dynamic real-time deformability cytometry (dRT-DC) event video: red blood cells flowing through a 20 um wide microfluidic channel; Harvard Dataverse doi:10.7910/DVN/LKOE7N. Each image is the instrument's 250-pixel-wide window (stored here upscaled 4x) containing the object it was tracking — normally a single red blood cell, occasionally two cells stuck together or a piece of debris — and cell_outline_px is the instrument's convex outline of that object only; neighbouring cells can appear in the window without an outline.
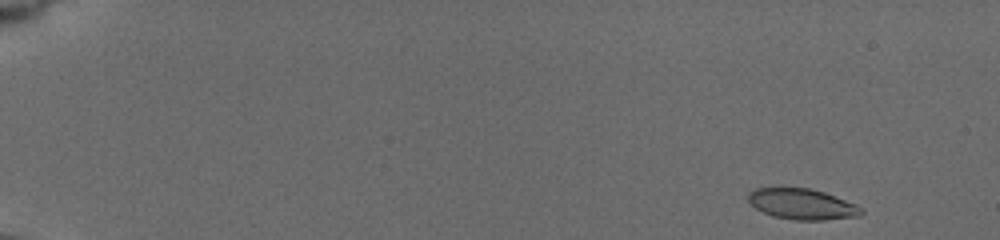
{"species": "common noctule bat (a hibernating species)", "species_latin": "Nyctalus noctula", "temperature_condition": "cold", "stored_images_in_passage": 52, "camera_frame_rate_fps": 3000, "um_per_image_px": 0.085, "animal": {"sex": "female", "body_mass_g": 19.5, "forearm_length_mm": 54.1}, "frame": {"image": 1, "passage_image": 1, "time_ms": 0.0, "image_size_px": [1000, 240], "cell_outline_px": [[864, 212], [860, 216], [824, 220], [796, 220], [772, 216], [756, 208], [748, 200], [748, 192], [756, 188], [780, 184], [808, 188], [824, 192], [856, 204], [864, 208]], "centroid_in_image_um": [68.15, 17.3], "position_along_channel_um": 16.9, "area_um2": 20.98}}
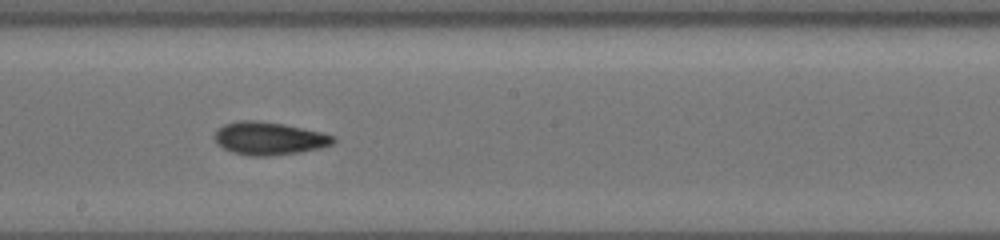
{"frame": {"image": 2, "passage_image": 30, "time_ms": 9.667, "image_size_px": [1000, 240], "cell_outline_px": [[336, 140], [332, 144], [320, 148], [300, 152], [272, 156], [248, 156], [232, 152], [216, 144], [212, 136], [224, 124], [240, 120], [252, 120], [284, 124], [320, 132], [336, 136]], "centroid_in_image_um": [22.85, 11.78], "position_along_channel_um": 225.3, "area_um2": 22.83}}
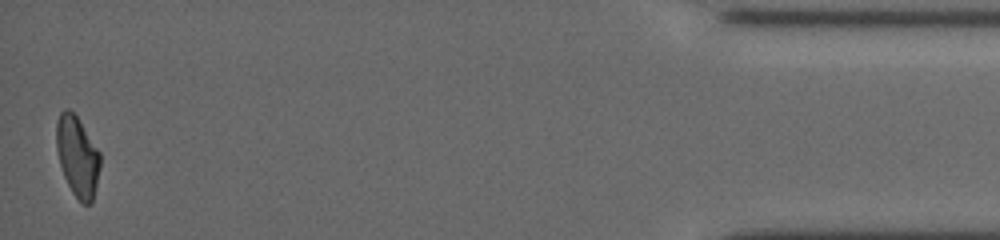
{"frame": {"image": 3, "passage_image": 52, "time_ms": 17.0, "image_size_px": [1000, 240], "cell_outline_px": [[100, 168], [92, 200], [88, 204], [84, 204], [72, 192], [64, 176], [60, 164], [56, 148], [56, 124], [60, 112], [64, 108], [68, 108], [76, 116], [100, 152]], "centroid_in_image_um": [6.56, 13.26], "position_along_channel_um": 428.6, "area_um2": 20.17}, "authors_computed_cell_mechanics": {"area_um2": 21.2993, "velocity_mm_per_s": 3.7606, "shape_relaxation_time_tau1_ms": 5.4923, "shape_relaxation_time_tau2_ms": 5.6117, "deformation_change_tau1": 0.1661, "deformation_change_tau2": 0.1201}}